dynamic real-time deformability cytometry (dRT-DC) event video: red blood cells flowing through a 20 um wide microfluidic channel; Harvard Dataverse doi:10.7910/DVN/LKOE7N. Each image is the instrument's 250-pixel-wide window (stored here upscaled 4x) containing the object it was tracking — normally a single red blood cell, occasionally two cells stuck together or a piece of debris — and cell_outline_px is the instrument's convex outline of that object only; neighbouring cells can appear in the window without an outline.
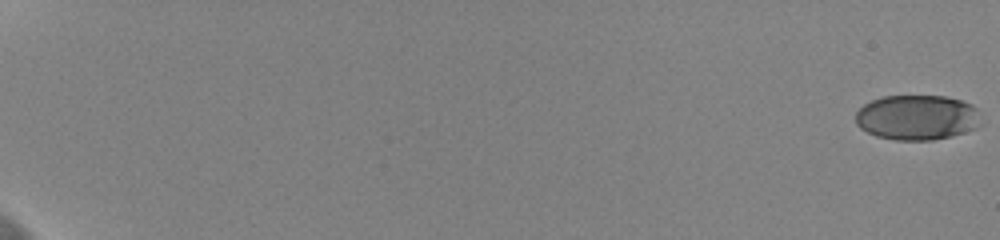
{"species": "human", "species_latin": "Homo sapiens", "temperature_condition": "cold", "stored_images_in_passage": 27, "camera_frame_rate_fps": 3000, "um_per_image_px": 0.085, "donor": {"sex": "female"}, "frame": {"image": 1, "passage_image": 1, "time_ms": 0.0, "image_size_px": [1000, 240], "cell_outline_px": [[984, 124], [976, 128], [952, 136], [932, 140], [896, 140], [876, 136], [860, 128], [856, 124], [856, 112], [864, 104], [872, 100], [884, 96], [944, 96], [960, 100], [972, 104], [976, 108]], "centroid_in_image_um": [77.98, 9.99], "position_along_channel_um": 7.0, "area_um2": 33.18}}
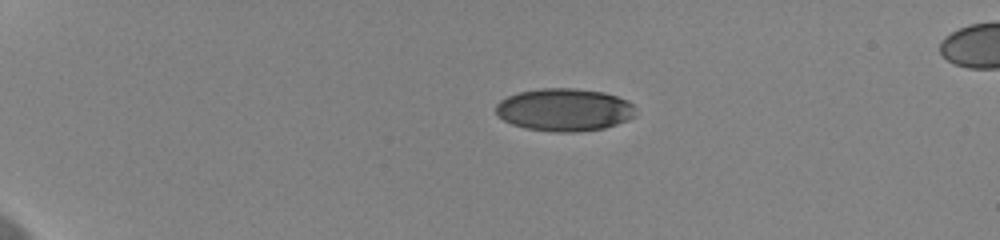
{"frame": {"image": 2, "passage_image": 14, "time_ms": 4.333, "image_size_px": [1000, 240], "cell_outline_px": [[636, 116], [628, 120], [604, 128], [572, 132], [556, 132], [524, 128], [512, 124], [504, 120], [496, 112], [496, 104], [500, 100], [508, 96], [520, 92], [544, 88], [576, 88], [604, 92], [628, 100], [636, 108]], "centroid_in_image_um": [48.0, 9.33], "position_along_channel_um": 37.0, "area_um2": 34.8}}